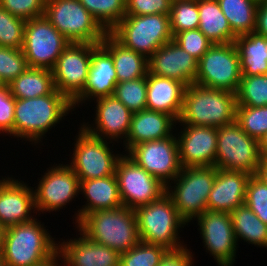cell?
Returning a JSON list of instances; mask_svg holds the SVG:
<instances>
[{"label": "cell", "instance_id": "cell-51", "mask_svg": "<svg viewBox=\"0 0 267 266\" xmlns=\"http://www.w3.org/2000/svg\"><path fill=\"white\" fill-rule=\"evenodd\" d=\"M60 260H62V258L60 256V254L57 253L54 257L50 258L49 260L45 261L44 263H42V264H40L38 266H63L62 265L63 262L60 263Z\"/></svg>", "mask_w": 267, "mask_h": 266}, {"label": "cell", "instance_id": "cell-1", "mask_svg": "<svg viewBox=\"0 0 267 266\" xmlns=\"http://www.w3.org/2000/svg\"><path fill=\"white\" fill-rule=\"evenodd\" d=\"M70 111H74L72 102L57 89L41 97L15 98L14 138L31 142L35 146Z\"/></svg>", "mask_w": 267, "mask_h": 266}, {"label": "cell", "instance_id": "cell-45", "mask_svg": "<svg viewBox=\"0 0 267 266\" xmlns=\"http://www.w3.org/2000/svg\"><path fill=\"white\" fill-rule=\"evenodd\" d=\"M125 16L170 15L171 0H125Z\"/></svg>", "mask_w": 267, "mask_h": 266}, {"label": "cell", "instance_id": "cell-15", "mask_svg": "<svg viewBox=\"0 0 267 266\" xmlns=\"http://www.w3.org/2000/svg\"><path fill=\"white\" fill-rule=\"evenodd\" d=\"M176 134L160 140L139 143L126 154L167 186L179 175L182 169Z\"/></svg>", "mask_w": 267, "mask_h": 266}, {"label": "cell", "instance_id": "cell-21", "mask_svg": "<svg viewBox=\"0 0 267 266\" xmlns=\"http://www.w3.org/2000/svg\"><path fill=\"white\" fill-rule=\"evenodd\" d=\"M19 180L7 175L0 184V224L4 228L31 221L36 217L32 213L37 214L34 187Z\"/></svg>", "mask_w": 267, "mask_h": 266}, {"label": "cell", "instance_id": "cell-23", "mask_svg": "<svg viewBox=\"0 0 267 266\" xmlns=\"http://www.w3.org/2000/svg\"><path fill=\"white\" fill-rule=\"evenodd\" d=\"M79 238L58 242L63 266H120V253L87 238L79 229Z\"/></svg>", "mask_w": 267, "mask_h": 266}, {"label": "cell", "instance_id": "cell-17", "mask_svg": "<svg viewBox=\"0 0 267 266\" xmlns=\"http://www.w3.org/2000/svg\"><path fill=\"white\" fill-rule=\"evenodd\" d=\"M91 64V43H69L52 69L55 89L73 102L84 90Z\"/></svg>", "mask_w": 267, "mask_h": 266}, {"label": "cell", "instance_id": "cell-9", "mask_svg": "<svg viewBox=\"0 0 267 266\" xmlns=\"http://www.w3.org/2000/svg\"><path fill=\"white\" fill-rule=\"evenodd\" d=\"M75 136L73 154L68 164L80 181L115 175L119 158L124 154L113 153L115 142L104 140L89 133L82 126ZM108 141V142H107ZM112 144L109 146V144ZM112 149V150H111Z\"/></svg>", "mask_w": 267, "mask_h": 266}, {"label": "cell", "instance_id": "cell-19", "mask_svg": "<svg viewBox=\"0 0 267 266\" xmlns=\"http://www.w3.org/2000/svg\"><path fill=\"white\" fill-rule=\"evenodd\" d=\"M94 103H97L94 123L83 122L82 127L104 140L124 142L130 130L133 112L113 95L98 98Z\"/></svg>", "mask_w": 267, "mask_h": 266}, {"label": "cell", "instance_id": "cell-34", "mask_svg": "<svg viewBox=\"0 0 267 266\" xmlns=\"http://www.w3.org/2000/svg\"><path fill=\"white\" fill-rule=\"evenodd\" d=\"M79 1L107 32H110L125 16V0Z\"/></svg>", "mask_w": 267, "mask_h": 266}, {"label": "cell", "instance_id": "cell-6", "mask_svg": "<svg viewBox=\"0 0 267 266\" xmlns=\"http://www.w3.org/2000/svg\"><path fill=\"white\" fill-rule=\"evenodd\" d=\"M216 173L215 166L182 167L179 175L166 186L165 194L172 200L179 216L187 225L207 210V200Z\"/></svg>", "mask_w": 267, "mask_h": 266}, {"label": "cell", "instance_id": "cell-30", "mask_svg": "<svg viewBox=\"0 0 267 266\" xmlns=\"http://www.w3.org/2000/svg\"><path fill=\"white\" fill-rule=\"evenodd\" d=\"M198 29L213 43H232L236 35L232 32L227 18L217 0H198Z\"/></svg>", "mask_w": 267, "mask_h": 266}, {"label": "cell", "instance_id": "cell-29", "mask_svg": "<svg viewBox=\"0 0 267 266\" xmlns=\"http://www.w3.org/2000/svg\"><path fill=\"white\" fill-rule=\"evenodd\" d=\"M234 44L242 76L267 75V37L254 31L237 36Z\"/></svg>", "mask_w": 267, "mask_h": 266}, {"label": "cell", "instance_id": "cell-33", "mask_svg": "<svg viewBox=\"0 0 267 266\" xmlns=\"http://www.w3.org/2000/svg\"><path fill=\"white\" fill-rule=\"evenodd\" d=\"M217 2L236 36L255 31L259 0H217Z\"/></svg>", "mask_w": 267, "mask_h": 266}, {"label": "cell", "instance_id": "cell-27", "mask_svg": "<svg viewBox=\"0 0 267 266\" xmlns=\"http://www.w3.org/2000/svg\"><path fill=\"white\" fill-rule=\"evenodd\" d=\"M80 192L87 201L74 214V224H77L86 214L91 212L122 206L115 175L80 181Z\"/></svg>", "mask_w": 267, "mask_h": 266}, {"label": "cell", "instance_id": "cell-24", "mask_svg": "<svg viewBox=\"0 0 267 266\" xmlns=\"http://www.w3.org/2000/svg\"><path fill=\"white\" fill-rule=\"evenodd\" d=\"M250 176L245 172L217 169L207 200V210L230 213L242 206Z\"/></svg>", "mask_w": 267, "mask_h": 266}, {"label": "cell", "instance_id": "cell-18", "mask_svg": "<svg viewBox=\"0 0 267 266\" xmlns=\"http://www.w3.org/2000/svg\"><path fill=\"white\" fill-rule=\"evenodd\" d=\"M182 126L177 137L179 159L183 168L214 166L217 152V128Z\"/></svg>", "mask_w": 267, "mask_h": 266}, {"label": "cell", "instance_id": "cell-49", "mask_svg": "<svg viewBox=\"0 0 267 266\" xmlns=\"http://www.w3.org/2000/svg\"><path fill=\"white\" fill-rule=\"evenodd\" d=\"M256 176L267 186V158L261 160Z\"/></svg>", "mask_w": 267, "mask_h": 266}, {"label": "cell", "instance_id": "cell-50", "mask_svg": "<svg viewBox=\"0 0 267 266\" xmlns=\"http://www.w3.org/2000/svg\"><path fill=\"white\" fill-rule=\"evenodd\" d=\"M259 151L262 159L267 158V132L258 140Z\"/></svg>", "mask_w": 267, "mask_h": 266}, {"label": "cell", "instance_id": "cell-31", "mask_svg": "<svg viewBox=\"0 0 267 266\" xmlns=\"http://www.w3.org/2000/svg\"><path fill=\"white\" fill-rule=\"evenodd\" d=\"M9 87L11 94L18 99L51 94L55 90L52 70L28 67Z\"/></svg>", "mask_w": 267, "mask_h": 266}, {"label": "cell", "instance_id": "cell-41", "mask_svg": "<svg viewBox=\"0 0 267 266\" xmlns=\"http://www.w3.org/2000/svg\"><path fill=\"white\" fill-rule=\"evenodd\" d=\"M25 23L0 7V46L22 49Z\"/></svg>", "mask_w": 267, "mask_h": 266}, {"label": "cell", "instance_id": "cell-40", "mask_svg": "<svg viewBox=\"0 0 267 266\" xmlns=\"http://www.w3.org/2000/svg\"><path fill=\"white\" fill-rule=\"evenodd\" d=\"M21 49L0 46V80L9 85L28 68Z\"/></svg>", "mask_w": 267, "mask_h": 266}, {"label": "cell", "instance_id": "cell-48", "mask_svg": "<svg viewBox=\"0 0 267 266\" xmlns=\"http://www.w3.org/2000/svg\"><path fill=\"white\" fill-rule=\"evenodd\" d=\"M255 32L267 37V0H259Z\"/></svg>", "mask_w": 267, "mask_h": 266}, {"label": "cell", "instance_id": "cell-52", "mask_svg": "<svg viewBox=\"0 0 267 266\" xmlns=\"http://www.w3.org/2000/svg\"><path fill=\"white\" fill-rule=\"evenodd\" d=\"M5 230H6V228H4V227L0 224V253L2 252V248H3V242H4Z\"/></svg>", "mask_w": 267, "mask_h": 266}, {"label": "cell", "instance_id": "cell-36", "mask_svg": "<svg viewBox=\"0 0 267 266\" xmlns=\"http://www.w3.org/2000/svg\"><path fill=\"white\" fill-rule=\"evenodd\" d=\"M113 96L133 113L147 109V76L117 83Z\"/></svg>", "mask_w": 267, "mask_h": 266}, {"label": "cell", "instance_id": "cell-39", "mask_svg": "<svg viewBox=\"0 0 267 266\" xmlns=\"http://www.w3.org/2000/svg\"><path fill=\"white\" fill-rule=\"evenodd\" d=\"M167 251L163 246L140 241L127 252L120 254V266H159Z\"/></svg>", "mask_w": 267, "mask_h": 266}, {"label": "cell", "instance_id": "cell-54", "mask_svg": "<svg viewBox=\"0 0 267 266\" xmlns=\"http://www.w3.org/2000/svg\"><path fill=\"white\" fill-rule=\"evenodd\" d=\"M172 2H177V1H188V0H171Z\"/></svg>", "mask_w": 267, "mask_h": 266}, {"label": "cell", "instance_id": "cell-38", "mask_svg": "<svg viewBox=\"0 0 267 266\" xmlns=\"http://www.w3.org/2000/svg\"><path fill=\"white\" fill-rule=\"evenodd\" d=\"M235 121L250 137L259 140L267 132V106H236Z\"/></svg>", "mask_w": 267, "mask_h": 266}, {"label": "cell", "instance_id": "cell-14", "mask_svg": "<svg viewBox=\"0 0 267 266\" xmlns=\"http://www.w3.org/2000/svg\"><path fill=\"white\" fill-rule=\"evenodd\" d=\"M54 165L55 162L47 168L33 190L38 216L41 212L60 211L80 195V180L71 167L61 163Z\"/></svg>", "mask_w": 267, "mask_h": 266}, {"label": "cell", "instance_id": "cell-56", "mask_svg": "<svg viewBox=\"0 0 267 266\" xmlns=\"http://www.w3.org/2000/svg\"><path fill=\"white\" fill-rule=\"evenodd\" d=\"M4 179H5L4 177L1 178V180H0V184L3 182Z\"/></svg>", "mask_w": 267, "mask_h": 266}, {"label": "cell", "instance_id": "cell-43", "mask_svg": "<svg viewBox=\"0 0 267 266\" xmlns=\"http://www.w3.org/2000/svg\"><path fill=\"white\" fill-rule=\"evenodd\" d=\"M173 40L197 60L213 45L198 28L181 31L173 37Z\"/></svg>", "mask_w": 267, "mask_h": 266}, {"label": "cell", "instance_id": "cell-25", "mask_svg": "<svg viewBox=\"0 0 267 266\" xmlns=\"http://www.w3.org/2000/svg\"><path fill=\"white\" fill-rule=\"evenodd\" d=\"M176 124L177 121L172 116L163 112L145 109L133 113L129 133L123 142L124 151L127 153L133 146L142 142L172 136Z\"/></svg>", "mask_w": 267, "mask_h": 266}, {"label": "cell", "instance_id": "cell-8", "mask_svg": "<svg viewBox=\"0 0 267 266\" xmlns=\"http://www.w3.org/2000/svg\"><path fill=\"white\" fill-rule=\"evenodd\" d=\"M110 33L125 47L147 59L173 40L170 17L163 14L124 16Z\"/></svg>", "mask_w": 267, "mask_h": 266}, {"label": "cell", "instance_id": "cell-28", "mask_svg": "<svg viewBox=\"0 0 267 266\" xmlns=\"http://www.w3.org/2000/svg\"><path fill=\"white\" fill-rule=\"evenodd\" d=\"M100 44L112 55L118 83L147 76L148 59L125 47L110 32Z\"/></svg>", "mask_w": 267, "mask_h": 266}, {"label": "cell", "instance_id": "cell-46", "mask_svg": "<svg viewBox=\"0 0 267 266\" xmlns=\"http://www.w3.org/2000/svg\"><path fill=\"white\" fill-rule=\"evenodd\" d=\"M15 97L11 94L9 85L0 88V134L14 137Z\"/></svg>", "mask_w": 267, "mask_h": 266}, {"label": "cell", "instance_id": "cell-37", "mask_svg": "<svg viewBox=\"0 0 267 266\" xmlns=\"http://www.w3.org/2000/svg\"><path fill=\"white\" fill-rule=\"evenodd\" d=\"M169 17L173 37L181 31L197 29L199 27L198 0L172 2Z\"/></svg>", "mask_w": 267, "mask_h": 266}, {"label": "cell", "instance_id": "cell-22", "mask_svg": "<svg viewBox=\"0 0 267 266\" xmlns=\"http://www.w3.org/2000/svg\"><path fill=\"white\" fill-rule=\"evenodd\" d=\"M112 55L101 45L91 44V64L83 92L72 102L73 108L86 101L112 96L117 84Z\"/></svg>", "mask_w": 267, "mask_h": 266}, {"label": "cell", "instance_id": "cell-42", "mask_svg": "<svg viewBox=\"0 0 267 266\" xmlns=\"http://www.w3.org/2000/svg\"><path fill=\"white\" fill-rule=\"evenodd\" d=\"M255 215L267 224V186L256 175H251L246 188L245 202Z\"/></svg>", "mask_w": 267, "mask_h": 266}, {"label": "cell", "instance_id": "cell-16", "mask_svg": "<svg viewBox=\"0 0 267 266\" xmlns=\"http://www.w3.org/2000/svg\"><path fill=\"white\" fill-rule=\"evenodd\" d=\"M206 252L218 266H233L239 248L230 213L206 210L195 218Z\"/></svg>", "mask_w": 267, "mask_h": 266}, {"label": "cell", "instance_id": "cell-44", "mask_svg": "<svg viewBox=\"0 0 267 266\" xmlns=\"http://www.w3.org/2000/svg\"><path fill=\"white\" fill-rule=\"evenodd\" d=\"M46 0H0V7L25 21L44 16Z\"/></svg>", "mask_w": 267, "mask_h": 266}, {"label": "cell", "instance_id": "cell-55", "mask_svg": "<svg viewBox=\"0 0 267 266\" xmlns=\"http://www.w3.org/2000/svg\"><path fill=\"white\" fill-rule=\"evenodd\" d=\"M4 86V84L2 83V81L0 80V88Z\"/></svg>", "mask_w": 267, "mask_h": 266}, {"label": "cell", "instance_id": "cell-7", "mask_svg": "<svg viewBox=\"0 0 267 266\" xmlns=\"http://www.w3.org/2000/svg\"><path fill=\"white\" fill-rule=\"evenodd\" d=\"M44 16L70 43L100 44L108 33L79 0H46Z\"/></svg>", "mask_w": 267, "mask_h": 266}, {"label": "cell", "instance_id": "cell-53", "mask_svg": "<svg viewBox=\"0 0 267 266\" xmlns=\"http://www.w3.org/2000/svg\"><path fill=\"white\" fill-rule=\"evenodd\" d=\"M0 266H6V263L4 262L1 253H0Z\"/></svg>", "mask_w": 267, "mask_h": 266}, {"label": "cell", "instance_id": "cell-2", "mask_svg": "<svg viewBox=\"0 0 267 266\" xmlns=\"http://www.w3.org/2000/svg\"><path fill=\"white\" fill-rule=\"evenodd\" d=\"M36 217L7 227L1 255L6 266H38L58 253V241Z\"/></svg>", "mask_w": 267, "mask_h": 266}, {"label": "cell", "instance_id": "cell-47", "mask_svg": "<svg viewBox=\"0 0 267 266\" xmlns=\"http://www.w3.org/2000/svg\"><path fill=\"white\" fill-rule=\"evenodd\" d=\"M190 250L187 246L177 250H168L161 258L159 266H194V254Z\"/></svg>", "mask_w": 267, "mask_h": 266}, {"label": "cell", "instance_id": "cell-26", "mask_svg": "<svg viewBox=\"0 0 267 266\" xmlns=\"http://www.w3.org/2000/svg\"><path fill=\"white\" fill-rule=\"evenodd\" d=\"M185 88L177 80L147 73V109L166 113L178 121Z\"/></svg>", "mask_w": 267, "mask_h": 266}, {"label": "cell", "instance_id": "cell-11", "mask_svg": "<svg viewBox=\"0 0 267 266\" xmlns=\"http://www.w3.org/2000/svg\"><path fill=\"white\" fill-rule=\"evenodd\" d=\"M242 77L238 50L232 43L213 44L198 60V85L236 93Z\"/></svg>", "mask_w": 267, "mask_h": 266}, {"label": "cell", "instance_id": "cell-20", "mask_svg": "<svg viewBox=\"0 0 267 266\" xmlns=\"http://www.w3.org/2000/svg\"><path fill=\"white\" fill-rule=\"evenodd\" d=\"M198 60L174 40L162 45L148 58V73L167 77L186 87L195 82Z\"/></svg>", "mask_w": 267, "mask_h": 266}, {"label": "cell", "instance_id": "cell-35", "mask_svg": "<svg viewBox=\"0 0 267 266\" xmlns=\"http://www.w3.org/2000/svg\"><path fill=\"white\" fill-rule=\"evenodd\" d=\"M235 94L237 105L267 106V75L242 76Z\"/></svg>", "mask_w": 267, "mask_h": 266}, {"label": "cell", "instance_id": "cell-4", "mask_svg": "<svg viewBox=\"0 0 267 266\" xmlns=\"http://www.w3.org/2000/svg\"><path fill=\"white\" fill-rule=\"evenodd\" d=\"M236 94L190 84L185 88L179 124L219 128L235 121Z\"/></svg>", "mask_w": 267, "mask_h": 266}, {"label": "cell", "instance_id": "cell-32", "mask_svg": "<svg viewBox=\"0 0 267 266\" xmlns=\"http://www.w3.org/2000/svg\"><path fill=\"white\" fill-rule=\"evenodd\" d=\"M235 238L267 249V224H264L245 204L230 212Z\"/></svg>", "mask_w": 267, "mask_h": 266}, {"label": "cell", "instance_id": "cell-13", "mask_svg": "<svg viewBox=\"0 0 267 266\" xmlns=\"http://www.w3.org/2000/svg\"><path fill=\"white\" fill-rule=\"evenodd\" d=\"M115 176L123 206L135 210L159 200L166 186L124 153L116 165Z\"/></svg>", "mask_w": 267, "mask_h": 266}, {"label": "cell", "instance_id": "cell-5", "mask_svg": "<svg viewBox=\"0 0 267 266\" xmlns=\"http://www.w3.org/2000/svg\"><path fill=\"white\" fill-rule=\"evenodd\" d=\"M140 241L160 245L167 250L186 246L179 236L187 224L178 214L172 200L164 194L159 200L135 210Z\"/></svg>", "mask_w": 267, "mask_h": 266}, {"label": "cell", "instance_id": "cell-12", "mask_svg": "<svg viewBox=\"0 0 267 266\" xmlns=\"http://www.w3.org/2000/svg\"><path fill=\"white\" fill-rule=\"evenodd\" d=\"M69 43L45 16H40L26 21L21 50L29 67L52 70Z\"/></svg>", "mask_w": 267, "mask_h": 266}, {"label": "cell", "instance_id": "cell-3", "mask_svg": "<svg viewBox=\"0 0 267 266\" xmlns=\"http://www.w3.org/2000/svg\"><path fill=\"white\" fill-rule=\"evenodd\" d=\"M75 227L90 240L120 254L140 242L135 211L123 205L86 214Z\"/></svg>", "mask_w": 267, "mask_h": 266}, {"label": "cell", "instance_id": "cell-10", "mask_svg": "<svg viewBox=\"0 0 267 266\" xmlns=\"http://www.w3.org/2000/svg\"><path fill=\"white\" fill-rule=\"evenodd\" d=\"M261 160L258 140L244 132L236 121L217 128V169L256 175Z\"/></svg>", "mask_w": 267, "mask_h": 266}]
</instances>
